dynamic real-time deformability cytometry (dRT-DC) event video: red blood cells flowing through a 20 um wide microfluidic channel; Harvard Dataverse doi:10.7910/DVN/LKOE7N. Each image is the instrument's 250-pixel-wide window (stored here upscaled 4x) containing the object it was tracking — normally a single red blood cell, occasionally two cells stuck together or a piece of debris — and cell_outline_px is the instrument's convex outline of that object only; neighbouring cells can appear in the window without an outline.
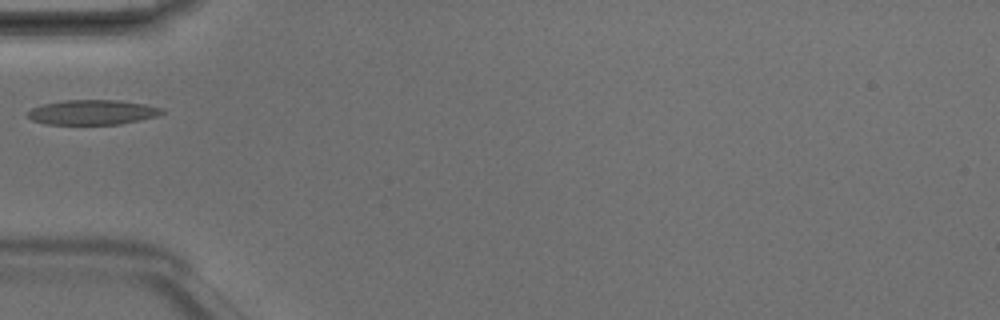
{"species": "Egyptian fruit bat (a non-hibernating species)", "species_latin": "Rousettus aegyptiacus", "temperature_condition": "room temperature", "stored_images_in_passage": 1, "camera_frame_rate_fps": 3000, "um_per_image_px": 0.085, "animal": {"sex": "male"}, "frame": {"image": 1, "passage_image": 1, "time_ms": 0.0, "image_size_px": [1000, 320], "cell_outline_px": [[164, 112], [156, 116], [120, 124], [44, 124], [32, 120], [28, 116], [28, 112], [32, 108], [44, 104], [64, 100], [120, 100], [144, 104], [164, 108]], "centroid_in_image_um": [7.86, 9.54], "position_along_channel_um": 77.1, "area_um2": 19.31}}